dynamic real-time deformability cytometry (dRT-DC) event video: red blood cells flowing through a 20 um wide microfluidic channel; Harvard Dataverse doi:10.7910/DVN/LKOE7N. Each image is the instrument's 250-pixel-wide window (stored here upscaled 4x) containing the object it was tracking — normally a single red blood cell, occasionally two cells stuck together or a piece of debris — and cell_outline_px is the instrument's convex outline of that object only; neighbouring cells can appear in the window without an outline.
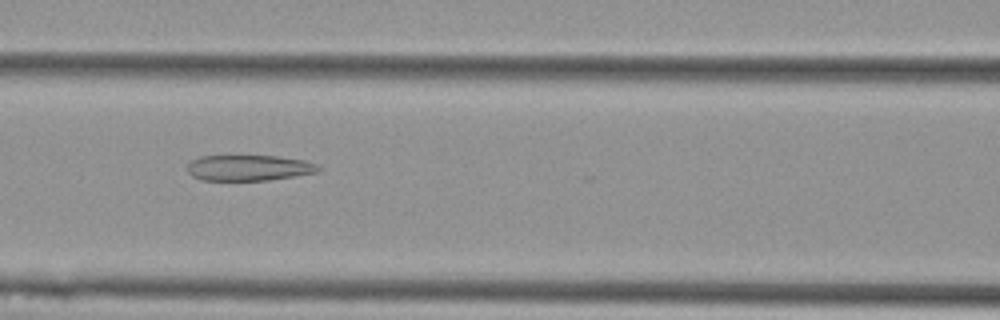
{"species": "Egyptian fruit bat (a non-hibernating species)", "species_latin": "Rousettus aegyptiacus", "temperature_condition": "cold", "stored_images_in_passage": 18, "camera_frame_rate_fps": 3000, "um_per_image_px": 0.085, "animal": {"sex": "female"}, "frame": {"image": 1, "passage_image": 9, "time_ms": 2.667, "image_size_px": [1000, 320], "cell_outline_px": [[324, 168], [316, 172], [296, 176], [268, 180], [200, 180], [192, 176], [188, 172], [188, 164], [192, 160], [200, 156], [276, 156], [304, 160], [316, 164]], "centroid_in_image_um": [21.16, 14.27], "position_along_channel_um": 145.4, "area_um2": 19.65}}
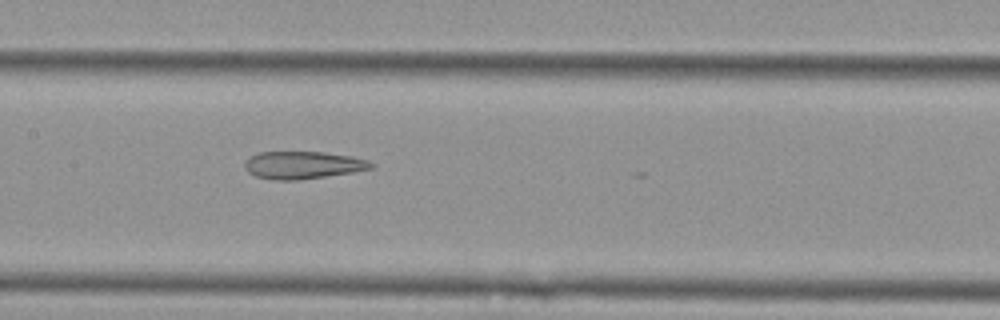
{"frame": {"image": 2, "passage_image": 12, "time_ms": 3.667, "image_size_px": [1000, 320], "cell_outline_px": [[376, 164], [372, 168], [352, 172], [296, 180], [276, 180], [256, 176], [248, 172], [244, 168], [244, 164], [248, 156], [260, 152], [324, 152], [352, 156], [368, 160]], "centroid_in_image_um": [25.73, 14.02], "position_along_channel_um": 181.7, "area_um2": 20.23}}
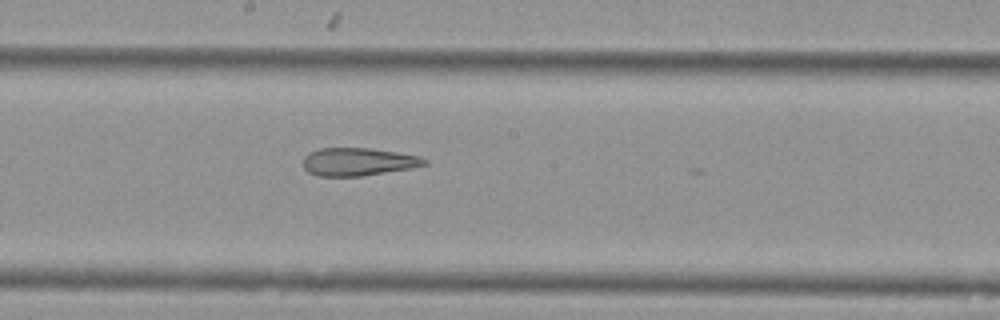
{"frame": {"image": 3, "passage_image": 15, "time_ms": 4.667, "image_size_px": [1000, 320], "cell_outline_px": [[428, 164], [412, 168], [360, 176], [320, 176], [308, 172], [304, 168], [304, 156], [308, 152], [320, 148], [372, 148], [420, 156], [428, 160]], "centroid_in_image_um": [30.45, 13.74], "position_along_channel_um": 217.7, "area_um2": 19.77}}